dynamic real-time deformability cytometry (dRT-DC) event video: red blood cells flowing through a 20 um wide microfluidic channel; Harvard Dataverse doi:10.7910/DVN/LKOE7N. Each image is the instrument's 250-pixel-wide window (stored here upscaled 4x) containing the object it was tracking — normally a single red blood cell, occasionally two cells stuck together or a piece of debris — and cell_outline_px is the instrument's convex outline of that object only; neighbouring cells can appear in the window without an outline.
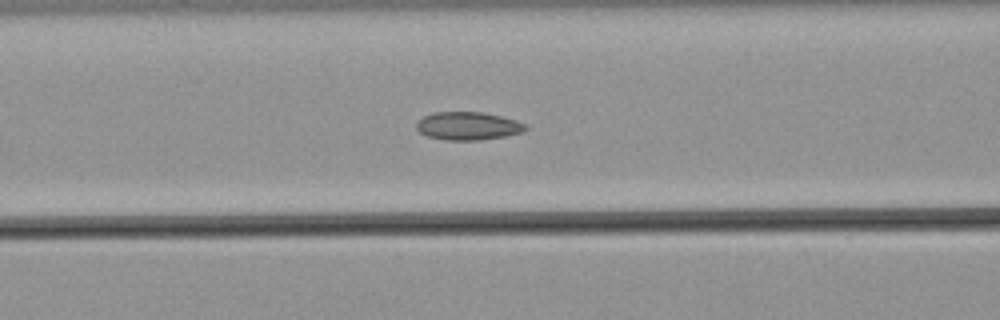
{"species": "common noctule bat (a hibernating species)", "species_latin": "Nyctalus noctula", "temperature_condition": "warm", "stored_images_in_passage": 40, "camera_frame_rate_fps": 3000, "um_per_image_px": 0.085, "animal": {"sex": "male", "body_mass_g": 21.5, "forearm_length_mm": 52.0}, "frame": {"image": 1, "passage_image": 12, "time_ms": 3.667, "image_size_px": [1000, 320], "cell_outline_px": [[528, 128], [524, 132], [504, 136], [480, 140], [444, 140], [428, 136], [420, 132], [416, 128], [416, 124], [424, 116], [432, 112], [484, 112], [516, 120], [524, 124]], "centroid_in_image_um": [39.78, 10.7], "position_along_channel_um": 126.8, "area_um2": 17.8}}
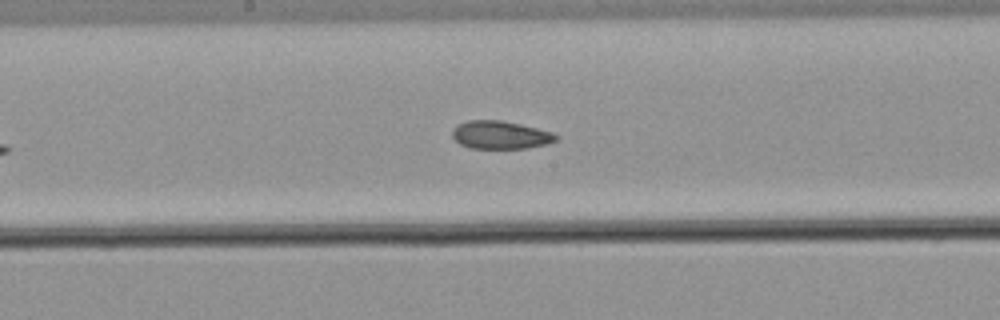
{"frame": {"image": 2, "passage_image": 18, "time_ms": 5.667, "image_size_px": [1000, 320], "cell_outline_px": [[560, 136], [556, 140], [548, 144], [528, 148], [468, 148], [460, 144], [452, 136], [452, 128], [456, 124], [468, 120], [500, 120], [520, 124], [552, 132]], "centroid_in_image_um": [42.52, 11.47], "position_along_channel_um": 205.7, "area_um2": 17.05}}